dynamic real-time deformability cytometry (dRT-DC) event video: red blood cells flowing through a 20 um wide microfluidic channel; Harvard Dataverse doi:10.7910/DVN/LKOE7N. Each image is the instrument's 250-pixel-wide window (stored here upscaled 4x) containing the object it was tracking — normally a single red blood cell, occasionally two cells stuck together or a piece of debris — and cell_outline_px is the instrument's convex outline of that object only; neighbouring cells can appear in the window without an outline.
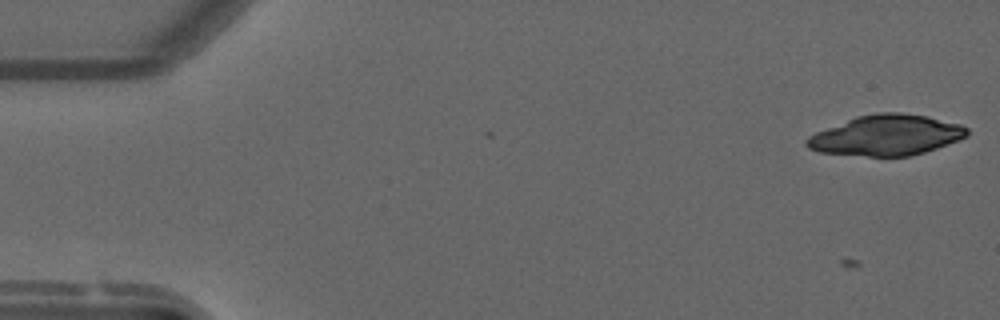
{"species": "common noctule bat (a hibernating species)", "species_latin": "Nyctalus noctula", "temperature_condition": "warm", "stored_images_in_passage": 6, "camera_frame_rate_fps": 3000, "um_per_image_px": 0.085, "animal": {"sex": "male", "forearm_length_mm": 52.5}, "frame": {"image": 1, "passage_image": 6, "time_ms": 1.667, "image_size_px": [1000, 320], "cell_outline_px": [[968, 136], [936, 148], [924, 152], [908, 156], [868, 156], [820, 152], [808, 148], [804, 144], [804, 140], [808, 136], [816, 132], [856, 116], [876, 112], [900, 112], [928, 116], [960, 124], [968, 128]], "centroid_in_image_um": [75.32, 11.48], "position_along_channel_um": 9.7, "area_um2": 37.8}}